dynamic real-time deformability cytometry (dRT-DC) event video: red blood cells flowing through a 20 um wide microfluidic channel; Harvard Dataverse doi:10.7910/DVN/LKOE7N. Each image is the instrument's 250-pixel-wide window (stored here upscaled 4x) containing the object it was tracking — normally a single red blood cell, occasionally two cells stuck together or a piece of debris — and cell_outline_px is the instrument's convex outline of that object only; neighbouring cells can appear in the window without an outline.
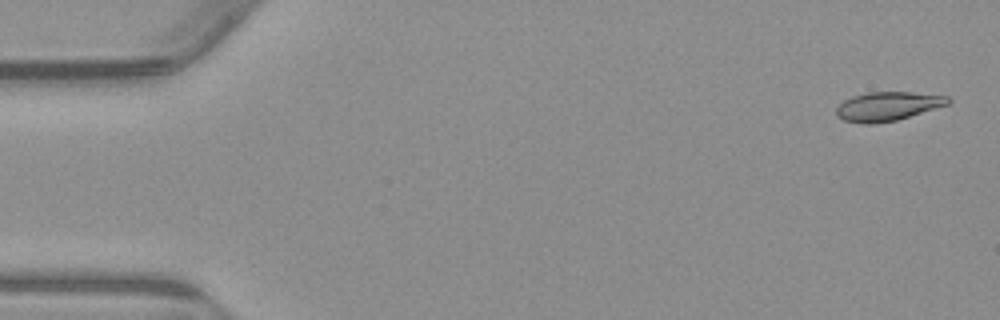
{"species": "common noctule bat (a hibernating species)", "species_latin": "Nyctalus noctula", "temperature_condition": "warm", "stored_images_in_passage": 54, "camera_frame_rate_fps": 3000, "um_per_image_px": 0.085, "animal": {"sex": "male", "body_mass_g": 23.1, "forearm_length_mm": 52.7}, "frame": {"image": 1, "passage_image": 2, "time_ms": 0.333, "image_size_px": [1000, 320], "cell_outline_px": [[952, 100], [948, 104], [896, 120], [872, 124], [864, 124], [844, 120], [836, 112], [836, 108], [844, 100], [852, 96], [868, 92], [912, 92], [948, 96]], "centroid_in_image_um": [75.45, 9.02], "position_along_channel_um": 9.5, "area_um2": 18.61}}
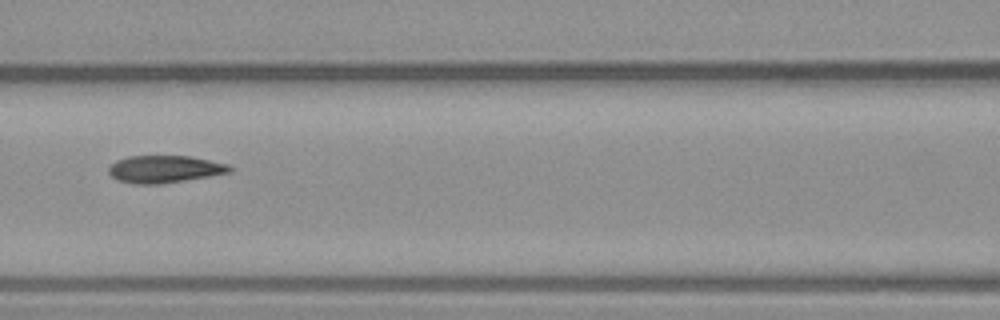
{"frame": {"image": 2, "passage_image": 24, "time_ms": 7.667, "image_size_px": [1000, 320], "cell_outline_px": [[232, 172], [160, 184], [132, 184], [116, 180], [108, 172], [108, 168], [116, 160], [128, 156], [188, 156], [228, 164], [232, 168]], "centroid_in_image_um": [13.95, 14.38], "position_along_channel_um": 152.7, "area_um2": 19.19}}
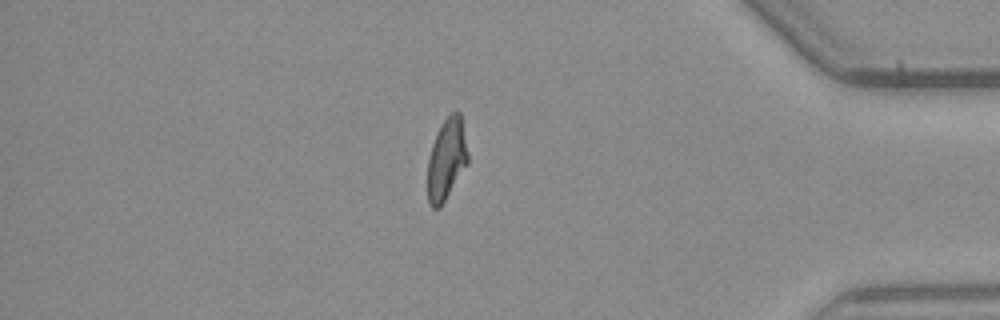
{"frame": {"image": 3, "passage_image": 46, "time_ms": 15.0, "image_size_px": [1000, 320], "cell_outline_px": [[468, 164], [440, 208], [432, 208], [428, 200], [428, 160], [432, 144], [440, 124], [452, 112], [460, 112], [468, 152]], "centroid_in_image_um": [37.96, 13.54], "position_along_channel_um": 397.2, "area_um2": 19.07}, "authors_computed_cell_mechanics": {"area_um2": 19.5075, "velocity_mm_per_s": 3.8409, "shape_relaxation_time_tau1_ms": 6.953, "shape_relaxation_time_tau2_ms": 1.223, "deformation_change_tau1": 0.2319, "deformation_change_tau2": 0.0739}}